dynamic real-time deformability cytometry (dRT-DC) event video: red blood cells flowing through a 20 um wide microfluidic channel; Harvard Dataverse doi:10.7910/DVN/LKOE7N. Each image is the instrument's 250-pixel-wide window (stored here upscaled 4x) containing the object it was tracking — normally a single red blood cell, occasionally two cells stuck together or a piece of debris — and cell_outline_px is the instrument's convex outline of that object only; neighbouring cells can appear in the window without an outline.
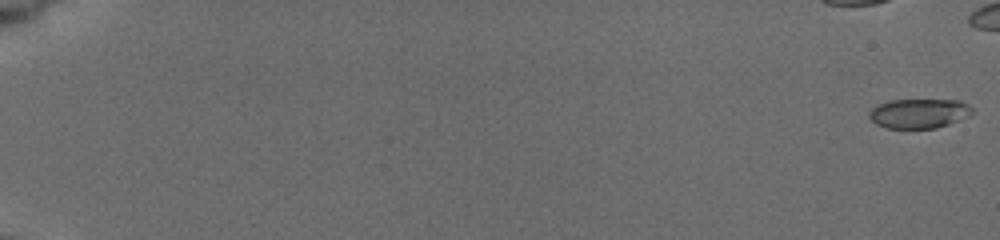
{"species": "common noctule bat (a hibernating species)", "species_latin": "Nyctalus noctula", "temperature_condition": "cold", "stored_images_in_passage": 14, "camera_frame_rate_fps": 3000, "um_per_image_px": 0.085, "animal": {"sex": "female", "body_mass_g": 19.5, "forearm_length_mm": 54.1}, "frame": {"image": 1, "passage_image": 1, "time_ms": 0.0, "image_size_px": [1000, 240], "cell_outline_px": [[972, 112], [968, 116], [948, 124], [936, 128], [888, 128], [876, 124], [868, 116], [868, 112], [876, 104], [888, 100], [960, 100], [968, 104], [972, 108]], "centroid_in_image_um": [78.08, 9.63], "position_along_channel_um": 6.9, "area_um2": 17.74}}